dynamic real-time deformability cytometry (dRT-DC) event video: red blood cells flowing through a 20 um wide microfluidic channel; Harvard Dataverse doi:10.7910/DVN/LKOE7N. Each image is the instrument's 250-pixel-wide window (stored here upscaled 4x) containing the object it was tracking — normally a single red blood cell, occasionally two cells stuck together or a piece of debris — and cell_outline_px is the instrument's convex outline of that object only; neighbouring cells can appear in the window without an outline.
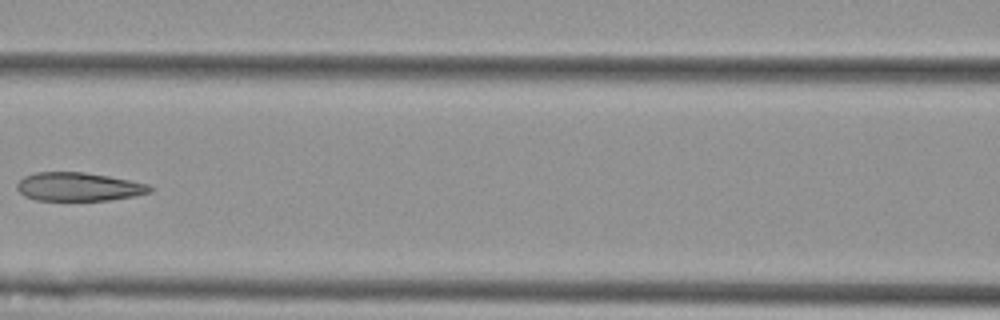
{"species": "Egyptian fruit bat (a non-hibernating species)", "species_latin": "Rousettus aegyptiacus", "temperature_condition": "cold", "stored_images_in_passage": 8, "camera_frame_rate_fps": 3000, "um_per_image_px": 0.085, "animal": {"sex": "female"}, "frame": {"image": 1, "passage_image": 8, "time_ms": 2.333, "image_size_px": [1000, 320], "cell_outline_px": [[152, 192], [136, 196], [112, 200], [36, 200], [24, 196], [16, 188], [16, 184], [24, 176], [36, 172], [84, 172], [108, 176], [148, 184], [152, 188]], "centroid_in_image_um": [6.68, 15.88], "position_along_channel_um": 159.9, "area_um2": 22.14}}